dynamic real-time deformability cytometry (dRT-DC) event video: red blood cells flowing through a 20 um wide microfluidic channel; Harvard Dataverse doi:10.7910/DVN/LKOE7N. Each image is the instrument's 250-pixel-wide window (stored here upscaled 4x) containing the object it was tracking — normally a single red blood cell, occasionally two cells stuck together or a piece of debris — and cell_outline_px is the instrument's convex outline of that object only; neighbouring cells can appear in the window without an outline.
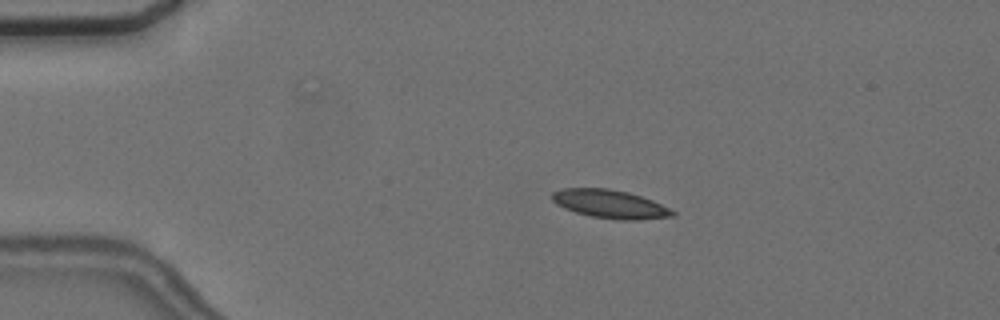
{"species": "common noctule bat (a hibernating species)", "species_latin": "Nyctalus noctula", "temperature_condition": "cold", "stored_images_in_passage": 8, "camera_frame_rate_fps": 3000, "um_per_image_px": 0.085, "animal": {"sex": "female", "body_mass_g": 24.6, "forearm_length_mm": 56.2}, "frame": {"image": 1, "passage_image": 4, "time_ms": 3.667, "image_size_px": [1000, 320], "cell_outline_px": [[676, 216], [636, 220], [620, 220], [592, 216], [576, 212], [564, 208], [556, 204], [552, 200], [552, 192], [564, 188], [608, 188], [628, 192], [652, 200], [676, 212]], "centroid_in_image_um": [51.85, 17.34], "position_along_channel_um": 33.1, "area_um2": 19.83}}
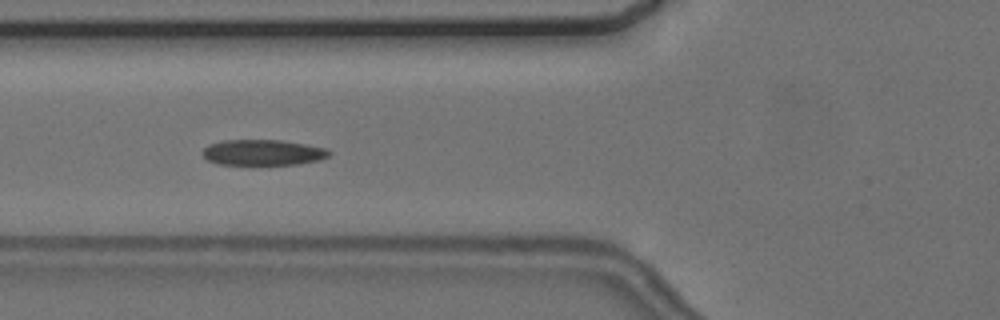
{"frame": {"image": 2, "passage_image": 7, "time_ms": 7.0, "image_size_px": [1000, 320], "cell_outline_px": [[332, 152], [328, 156], [320, 160], [296, 164], [252, 168], [220, 164], [208, 160], [204, 156], [204, 148], [208, 144], [224, 140], [280, 140], [328, 148]], "centroid_in_image_um": [22.35, 13.01], "position_along_channel_um": 103.5, "area_um2": 19.88}}
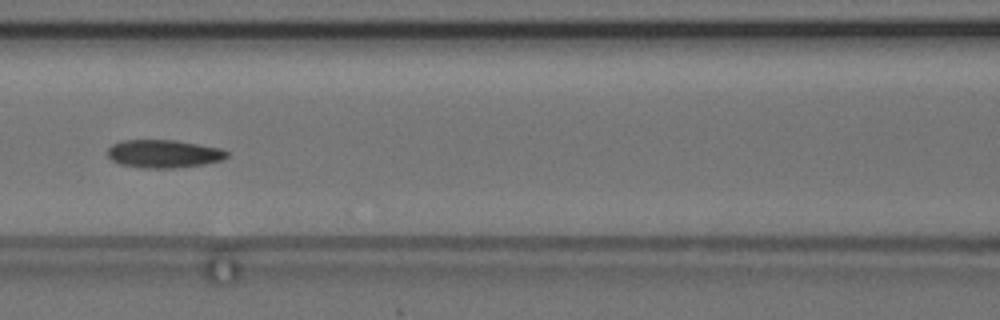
{"frame": {"image": 3, "passage_image": 8, "time_ms": 8.333, "image_size_px": [1000, 320], "cell_outline_px": [[228, 156], [224, 160], [204, 164], [172, 168], [144, 168], [120, 164], [112, 160], [108, 156], [108, 148], [112, 144], [120, 140], [176, 140], [220, 148], [228, 152]], "centroid_in_image_um": [13.91, 13.07], "position_along_channel_um": 152.7, "area_um2": 19.54}}